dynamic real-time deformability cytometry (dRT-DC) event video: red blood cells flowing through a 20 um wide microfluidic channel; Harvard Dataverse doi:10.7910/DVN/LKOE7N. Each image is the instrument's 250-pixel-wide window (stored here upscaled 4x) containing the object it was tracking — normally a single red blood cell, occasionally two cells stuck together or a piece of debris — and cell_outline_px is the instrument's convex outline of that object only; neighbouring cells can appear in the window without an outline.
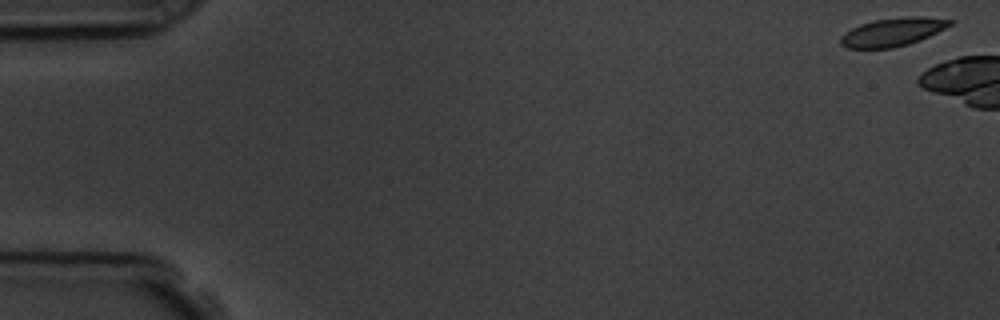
{"species": "common noctule bat (a hibernating species)", "species_latin": "Nyctalus noctula", "temperature_condition": "room temperature", "stored_images_in_passage": 3, "camera_frame_rate_fps": 3000, "um_per_image_px": 0.085, "animal": {"sex": "male", "body_mass_g": 19.5, "forearm_length_mm": 54.6}, "frame": {"image": 1, "passage_image": 1, "time_ms": 0.0, "image_size_px": [1000, 320], "cell_outline_px": [[956, 20], [952, 24], [920, 40], [908, 44], [892, 48], [848, 48], [840, 44], [840, 36], [844, 32], [860, 24], [876, 20], [908, 16], [920, 16]], "centroid_in_image_um": [75.86, 2.72], "position_along_channel_um": 9.1, "area_um2": 17.92}}